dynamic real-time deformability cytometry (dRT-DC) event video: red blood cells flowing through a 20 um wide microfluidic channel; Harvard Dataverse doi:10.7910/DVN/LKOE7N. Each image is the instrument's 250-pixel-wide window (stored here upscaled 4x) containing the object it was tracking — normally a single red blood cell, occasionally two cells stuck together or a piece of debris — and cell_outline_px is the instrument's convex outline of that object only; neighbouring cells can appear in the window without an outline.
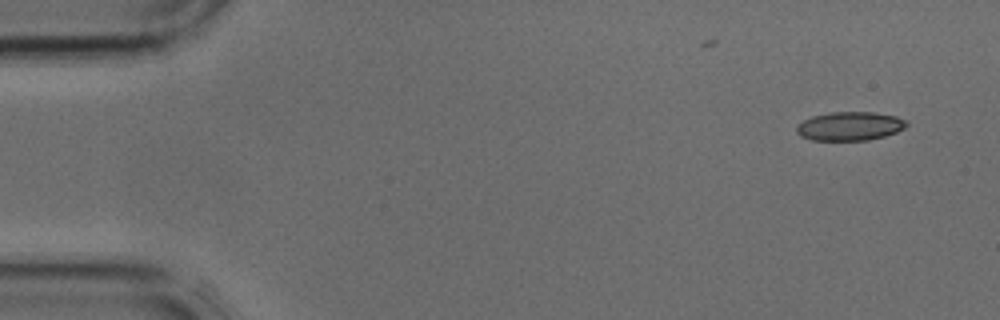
{"species": "common noctule bat (a hibernating species)", "species_latin": "Nyctalus noctula", "temperature_condition": "cold", "stored_images_in_passage": 40, "camera_frame_rate_fps": 3000, "um_per_image_px": 0.085, "animal": {"sex": "male", "body_mass_g": 17.9, "forearm_length_mm": 54.2}, "frame": {"image": 1, "passage_image": 1, "time_ms": 0.0, "image_size_px": [1000, 320], "cell_outline_px": [[908, 124], [904, 128], [896, 132], [884, 136], [868, 140], [812, 140], [800, 136], [796, 132], [796, 124], [812, 116], [832, 112], [876, 112], [896, 116], [904, 120]], "centroid_in_image_um": [72.21, 10.72], "position_along_channel_um": 12.8, "area_um2": 18.44}}
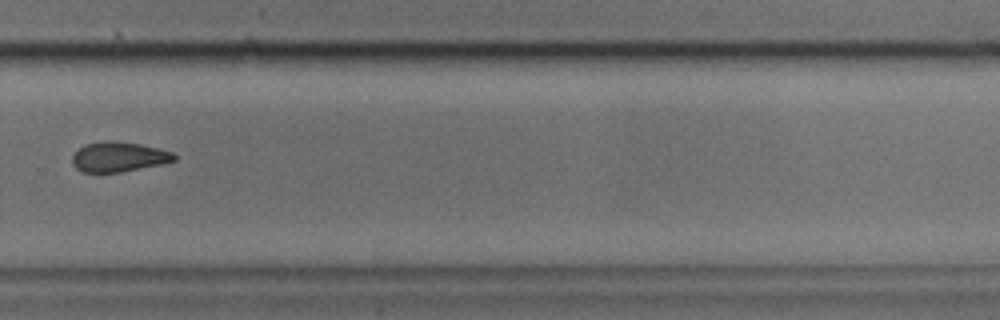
{"frame": {"image": 2, "passage_image": 27, "time_ms": 8.667, "image_size_px": [1000, 320], "cell_outline_px": [[176, 160], [160, 164], [120, 172], [80, 172], [72, 164], [72, 156], [84, 144], [104, 140], [108, 140], [140, 144], [172, 152], [176, 156]], "centroid_in_image_um": [10.05, 13.33], "position_along_channel_um": 319.8, "area_um2": 17.63}}
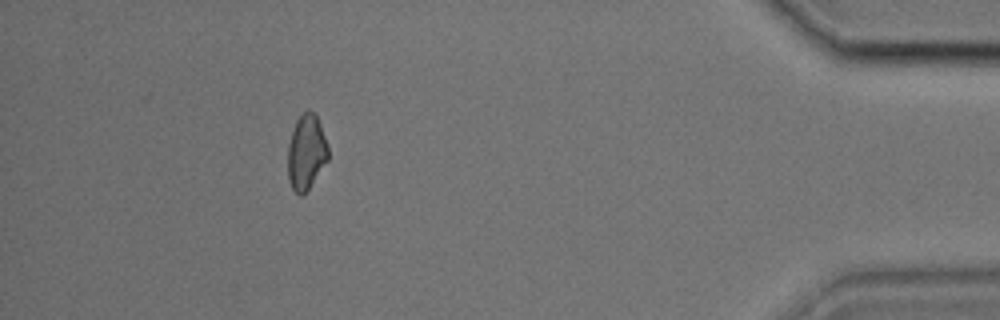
{"frame": {"image": 3, "passage_image": 36, "time_ms": 11.667, "image_size_px": [1000, 320], "cell_outline_px": [[328, 160], [304, 196], [300, 196], [292, 188], [288, 180], [288, 144], [296, 120], [308, 108], [316, 116], [320, 124], [328, 148]], "centroid_in_image_um": [26.02, 12.97], "position_along_channel_um": 409.2, "area_um2": 17.63}}